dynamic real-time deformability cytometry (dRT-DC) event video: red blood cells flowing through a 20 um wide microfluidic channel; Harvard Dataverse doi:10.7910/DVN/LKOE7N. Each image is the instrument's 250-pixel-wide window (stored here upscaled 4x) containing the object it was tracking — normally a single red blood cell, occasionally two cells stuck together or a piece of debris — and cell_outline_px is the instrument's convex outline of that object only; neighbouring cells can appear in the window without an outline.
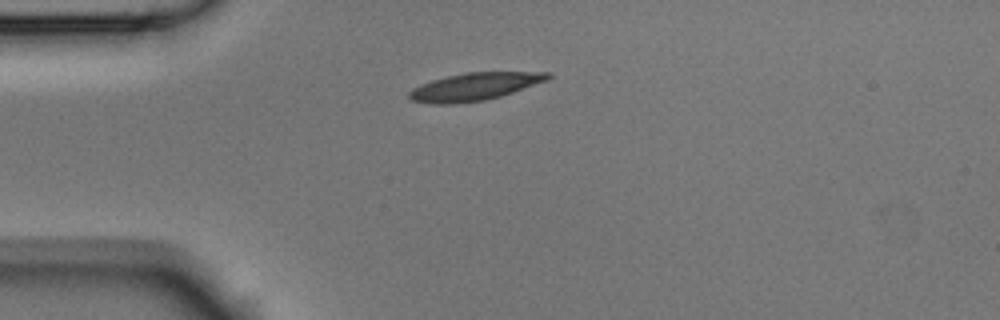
{"species": "Egyptian fruit bat (a non-hibernating species)", "species_latin": "Rousettus aegyptiacus", "temperature_condition": "room temperature", "stored_images_in_passage": 5, "camera_frame_rate_fps": 3000, "um_per_image_px": 0.085, "animal": {"sex": "male"}, "frame": {"image": 1, "passage_image": 5, "time_ms": 1.333, "image_size_px": [1000, 320], "cell_outline_px": [[552, 76], [548, 80], [500, 96], [484, 100], [452, 104], [428, 104], [412, 100], [408, 96], [408, 92], [412, 88], [432, 80], [464, 72], [552, 72]], "centroid_in_image_um": [40.32, 7.36], "position_along_channel_um": 44.7, "area_um2": 22.25}}